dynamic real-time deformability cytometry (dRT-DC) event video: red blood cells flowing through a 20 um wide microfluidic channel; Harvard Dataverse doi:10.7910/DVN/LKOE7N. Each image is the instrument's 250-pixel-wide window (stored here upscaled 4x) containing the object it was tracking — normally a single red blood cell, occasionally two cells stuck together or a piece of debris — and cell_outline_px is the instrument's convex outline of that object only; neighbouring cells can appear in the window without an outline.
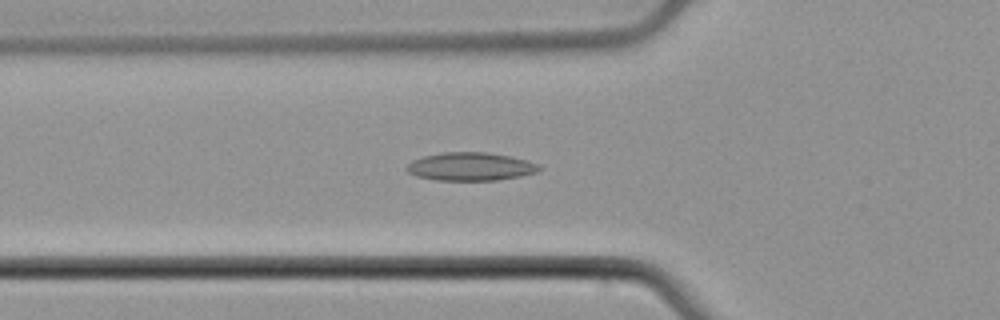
{"species": "common noctule bat (a hibernating species)", "species_latin": "Nyctalus noctula", "temperature_condition": "cold", "stored_images_in_passage": 55, "camera_frame_rate_fps": 3000, "um_per_image_px": 0.085, "animal": {"sex": "male", "body_mass_g": 21.5, "forearm_length_mm": 52.0}, "frame": {"image": 1, "passage_image": 20, "time_ms": 6.333, "image_size_px": [1000, 320], "cell_outline_px": [[540, 172], [520, 176], [496, 180], [436, 180], [416, 176], [408, 172], [404, 168], [412, 160], [424, 156], [444, 152], [488, 152], [512, 156], [528, 160], [540, 164]], "centroid_in_image_um": [40.02, 14.15], "position_along_channel_um": 85.8, "area_um2": 21.96}}
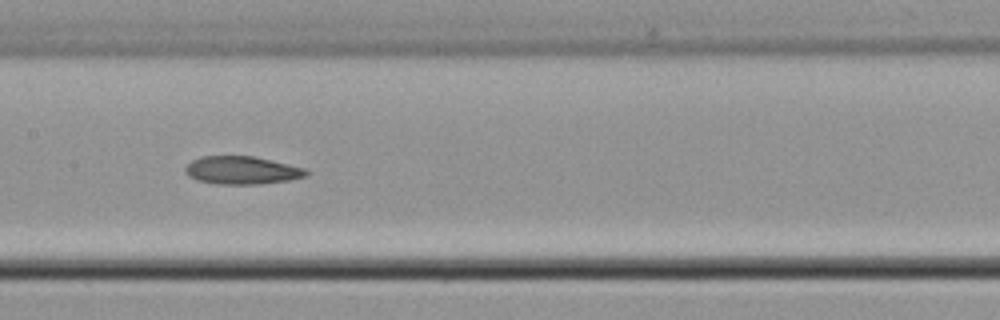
{"frame": {"image": 2, "passage_image": 28, "time_ms": 9.0, "image_size_px": [1000, 320], "cell_outline_px": [[308, 176], [288, 180], [256, 184], [216, 184], [196, 180], [188, 176], [184, 172], [184, 168], [192, 160], [200, 156], [252, 156], [304, 168], [308, 172]], "centroid_in_image_um": [20.5, 14.48], "position_along_channel_um": 186.9, "area_um2": 19.59}}
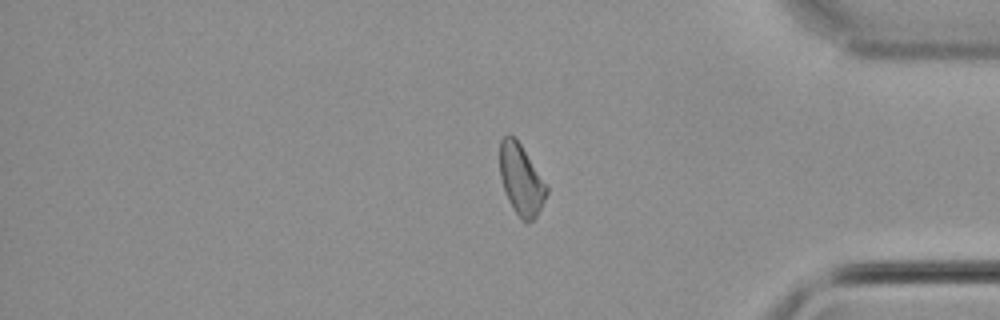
{"frame": {"image": 3, "passage_image": 46, "time_ms": 15.0, "image_size_px": [1000, 320], "cell_outline_px": [[548, 192], [536, 216], [532, 220], [520, 220], [508, 200], [500, 176], [500, 140], [508, 132], [520, 144], [548, 188]], "centroid_in_image_um": [44.27, 15.26], "position_along_channel_um": 390.9, "area_um2": 18.73}}